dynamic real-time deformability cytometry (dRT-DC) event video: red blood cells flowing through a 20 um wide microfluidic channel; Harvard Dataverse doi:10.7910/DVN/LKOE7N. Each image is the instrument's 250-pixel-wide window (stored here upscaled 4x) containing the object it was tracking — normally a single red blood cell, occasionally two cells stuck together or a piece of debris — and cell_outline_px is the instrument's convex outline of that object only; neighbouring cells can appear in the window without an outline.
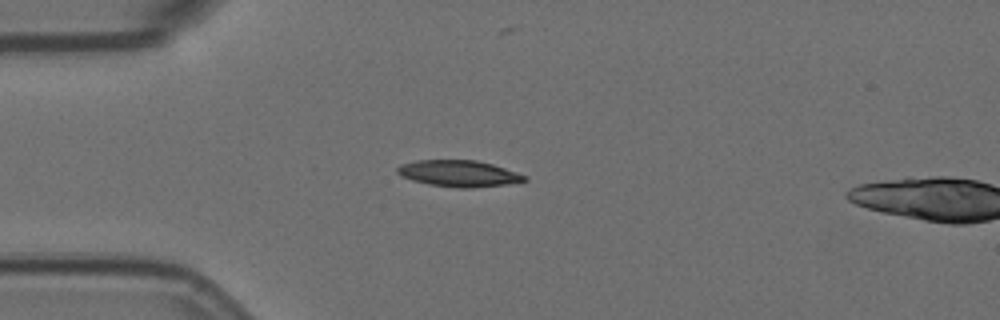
{"species": "Egyptian fruit bat (a non-hibernating species)", "species_latin": "Rousettus aegyptiacus", "temperature_condition": "room temperature", "stored_images_in_passage": 6, "camera_frame_rate_fps": 3000, "um_per_image_px": 0.085, "animal": {"sex": "female"}, "frame": {"image": 1, "passage_image": 5, "time_ms": 1.333, "image_size_px": [1000, 320], "cell_outline_px": [[528, 180], [508, 184], [472, 188], [456, 188], [428, 184], [412, 180], [400, 176], [396, 172], [396, 168], [400, 164], [420, 160], [476, 160], [492, 164], [528, 176]], "centroid_in_image_um": [38.99, 14.75], "position_along_channel_um": 46.0, "area_um2": 19.65}}